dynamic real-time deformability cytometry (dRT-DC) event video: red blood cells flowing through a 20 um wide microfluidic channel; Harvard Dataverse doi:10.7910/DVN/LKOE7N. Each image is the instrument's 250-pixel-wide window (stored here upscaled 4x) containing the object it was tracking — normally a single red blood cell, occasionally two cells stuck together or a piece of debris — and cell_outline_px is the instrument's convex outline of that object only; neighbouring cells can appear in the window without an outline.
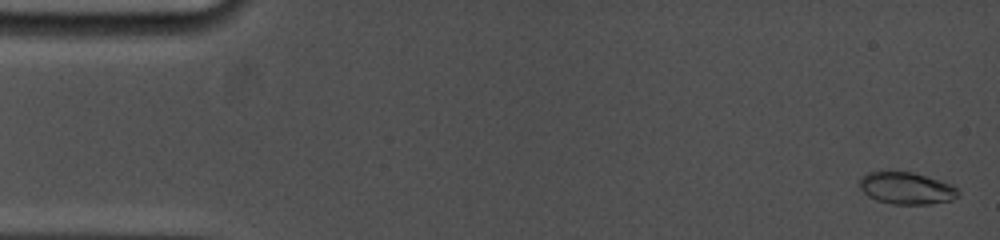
{"species": "common noctule bat (a hibernating species)", "species_latin": "Nyctalus noctula", "temperature_condition": "cold", "stored_images_in_passage": 61, "camera_frame_rate_fps": 5000, "um_per_image_px": 0.085, "animal": {"sex": "female", "body_mass_g": 19.0, "forearm_length_mm": 53.3}, "frame": {"image": 1, "passage_image": 2, "time_ms": 0.2, "image_size_px": [1000, 240], "cell_outline_px": [[960, 196], [952, 200], [928, 204], [892, 204], [876, 200], [868, 196], [860, 188], [860, 176], [868, 172], [912, 172], [940, 180], [952, 184], [960, 192]], "centroid_in_image_um": [77.07, 16.0], "position_along_channel_um": 7.9, "area_um2": 18.44}}
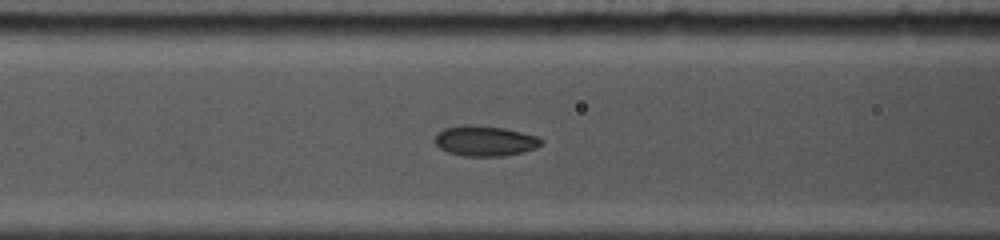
{"frame": {"image": 2, "passage_image": 34, "time_ms": 6.6, "image_size_px": [1000, 240], "cell_outline_px": [[544, 140], [536, 148], [524, 152], [504, 156], [464, 156], [448, 152], [440, 148], [436, 144], [436, 136], [444, 128], [504, 128], [536, 136]], "centroid_in_image_um": [41.29, 12.04], "position_along_channel_um": 125.3, "area_um2": 17.74}}
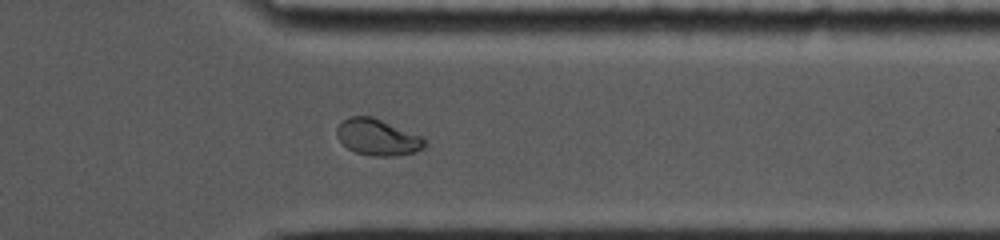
{"frame": {"image": 3, "passage_image": 54, "time_ms": 1013.2, "image_size_px": [1000, 240], "cell_outline_px": [[424, 148], [416, 152], [392, 156], [372, 156], [356, 152], [348, 148], [336, 136], [336, 128], [344, 120], [352, 116], [372, 116], [420, 136], [424, 140]], "centroid_in_image_um": [32.07, 11.67], "position_along_channel_um": 379.3, "area_um2": 18.26}}